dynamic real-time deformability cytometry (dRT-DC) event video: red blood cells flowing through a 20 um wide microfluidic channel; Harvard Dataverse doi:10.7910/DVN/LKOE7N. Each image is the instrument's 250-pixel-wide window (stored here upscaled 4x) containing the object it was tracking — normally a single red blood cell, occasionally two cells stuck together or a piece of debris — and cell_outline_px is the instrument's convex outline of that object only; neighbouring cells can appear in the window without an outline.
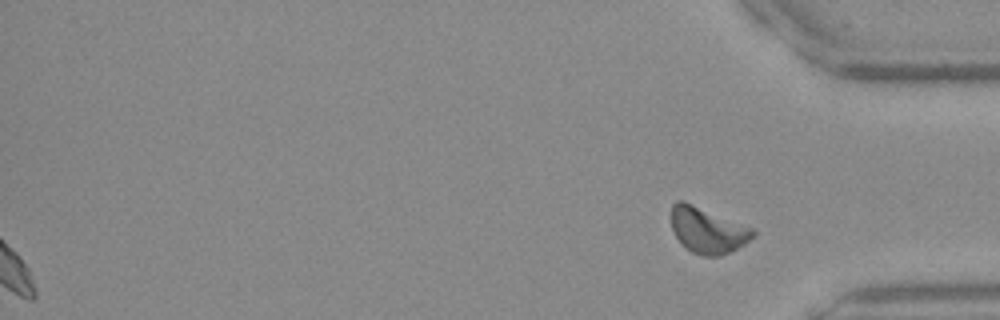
{"species": "Egyptian fruit bat (a non-hibernating species)", "species_latin": "Rousettus aegyptiacus", "temperature_condition": "warm", "stored_images_in_passage": 40, "segment_of_instrument_passage": [2, 2], "camera_frame_rate_fps": 3000, "um_per_image_px": 0.085, "frame": {"image": 1, "passage_image": 40, "time_ms": 13.0, "image_size_px": [1000, 320], "cell_outline_px": [[756, 236], [744, 244], [720, 256], [700, 256], [692, 252], [680, 244], [672, 228], [672, 204], [676, 200], [684, 200], [752, 228], [756, 232]], "centroid_in_image_um": [60.13, 19.57], "position_along_channel_um": 375.1, "area_um2": 21.79}}